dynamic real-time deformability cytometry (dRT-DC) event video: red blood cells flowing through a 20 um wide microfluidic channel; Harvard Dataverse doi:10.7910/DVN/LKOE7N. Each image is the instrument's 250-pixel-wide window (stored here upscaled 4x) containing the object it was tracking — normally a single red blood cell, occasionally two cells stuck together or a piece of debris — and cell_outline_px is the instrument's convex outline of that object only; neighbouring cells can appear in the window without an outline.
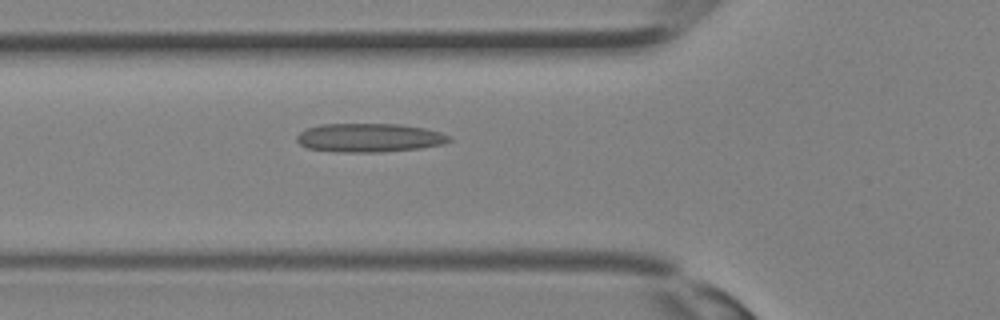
{"species": "Egyptian fruit bat (a non-hibernating species)", "species_latin": "Rousettus aegyptiacus", "temperature_condition": "room temperature", "stored_images_in_passage": 23, "camera_frame_rate_fps": 3000, "um_per_image_px": 0.085, "animal": {"sex": "female"}, "frame": {"image": 1, "passage_image": 3, "time_ms": 0.667, "image_size_px": [1000, 320], "cell_outline_px": [[452, 140], [444, 144], [420, 148], [380, 152], [340, 152], [308, 148], [300, 144], [296, 140], [296, 136], [300, 132], [308, 128], [320, 124], [400, 124], [424, 128], [440, 132], [452, 136]], "centroid_in_image_um": [31.42, 11.7], "position_along_channel_um": 94.4, "area_um2": 25.55}}
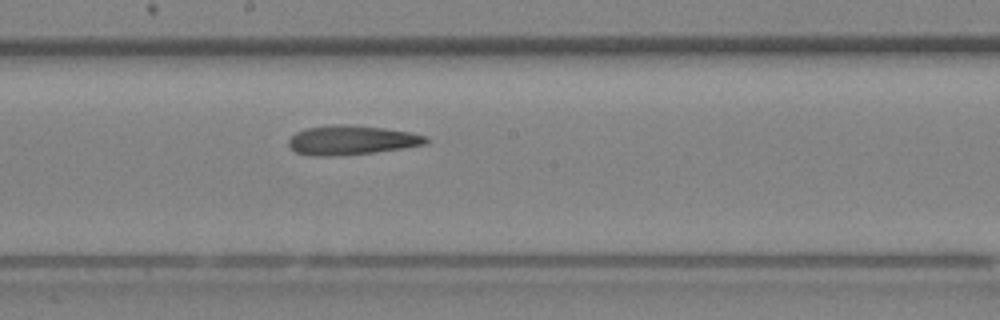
{"frame": {"image": 2, "passage_image": 9, "time_ms": 2.667, "image_size_px": [1000, 320], "cell_outline_px": [[428, 144], [404, 148], [372, 152], [336, 156], [308, 156], [296, 152], [288, 144], [288, 140], [296, 132], [304, 128], [336, 124], [348, 124], [384, 128], [408, 132], [428, 136]], "centroid_in_image_um": [29.87, 11.91], "position_along_channel_um": 218.3, "area_um2": 23.58}}
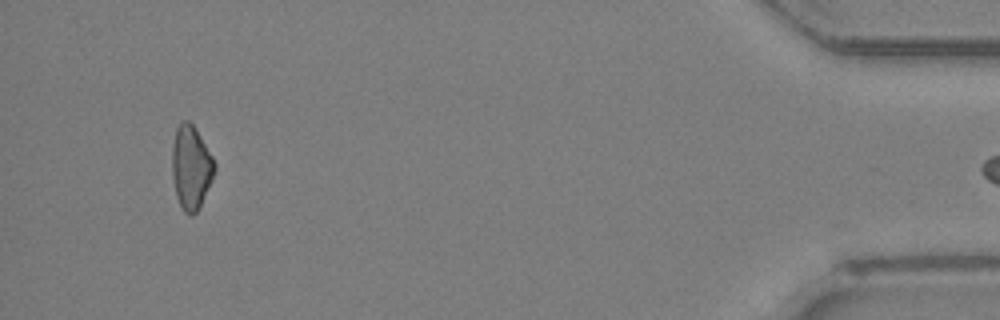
{"frame": {"image": 3, "passage_image": 22, "time_ms": 7.0, "image_size_px": [1000, 320], "cell_outline_px": [[216, 168], [212, 180], [200, 208], [192, 216], [188, 216], [184, 212], [176, 196], [172, 176], [172, 144], [176, 128], [184, 120], [188, 120], [196, 128], [212, 156], [216, 164]], "centroid_in_image_um": [16.24, 14.25], "position_along_channel_um": 419.0, "area_um2": 20.92}}